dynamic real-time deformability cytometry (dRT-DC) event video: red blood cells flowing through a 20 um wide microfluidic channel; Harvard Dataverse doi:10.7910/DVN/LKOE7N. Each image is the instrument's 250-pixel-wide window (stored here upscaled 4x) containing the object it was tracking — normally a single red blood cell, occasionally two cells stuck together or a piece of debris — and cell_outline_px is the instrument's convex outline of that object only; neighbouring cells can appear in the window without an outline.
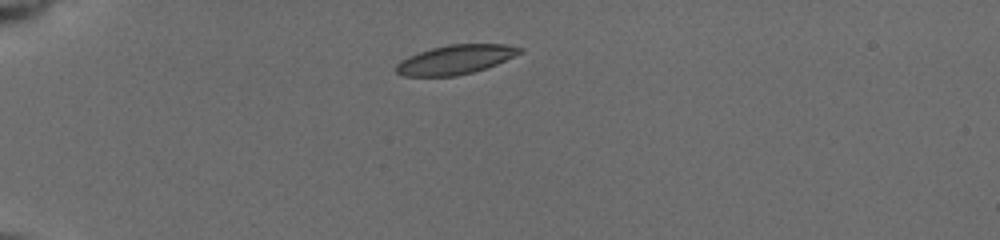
{"species": "common noctule bat (a hibernating species)", "species_latin": "Nyctalus noctula", "temperature_condition": "cold", "stored_images_in_passage": 37, "camera_frame_rate_fps": 3000, "um_per_image_px": 0.085, "animal": {"sex": "female", "body_mass_g": 19.5, "forearm_length_mm": 54.1}, "frame": {"image": 1, "passage_image": 1, "time_ms": 0.0, "image_size_px": [1000, 240], "cell_outline_px": [[524, 52], [496, 64], [472, 72], [456, 76], [404, 76], [396, 72], [396, 64], [400, 60], [408, 56], [432, 48], [448, 44], [504, 44], [524, 48]], "centroid_in_image_um": [38.72, 5.06], "position_along_channel_um": 46.3, "area_um2": 20.98}}
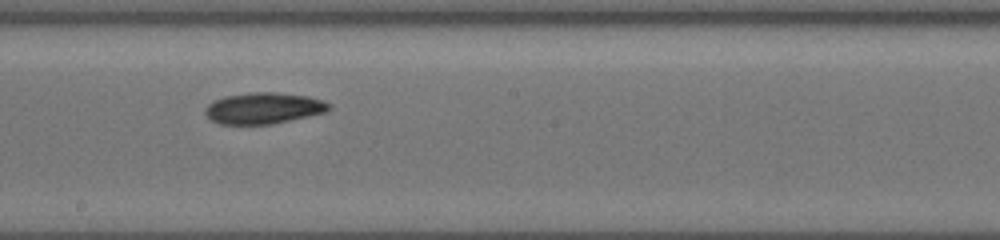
{"frame": {"image": 2, "passage_image": 16, "time_ms": 5.667, "image_size_px": [1000, 240], "cell_outline_px": [[332, 108], [328, 112], [272, 124], [220, 124], [212, 120], [204, 112], [204, 108], [212, 100], [224, 96], [256, 92], [276, 92], [308, 96], [324, 100], [332, 104]], "centroid_in_image_um": [22.44, 9.19], "position_along_channel_um": 225.8, "area_um2": 22.77}}
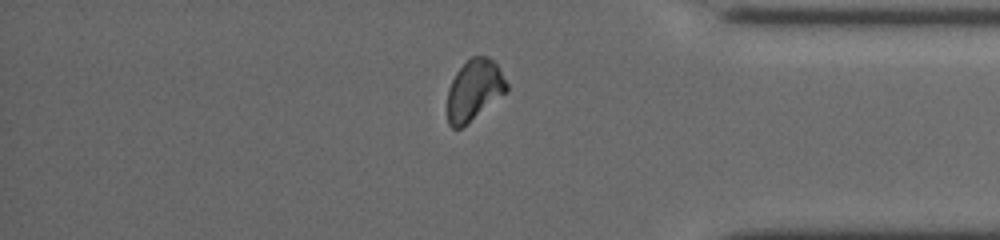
{"frame": {"image": 3, "passage_image": 32, "time_ms": 10.333, "image_size_px": [1000, 240], "cell_outline_px": [[508, 92], [460, 128], [452, 128], [448, 124], [448, 88], [456, 72], [472, 56], [488, 56], [496, 64], [508, 84]], "centroid_in_image_um": [40.32, 7.65], "position_along_channel_um": 394.9, "area_um2": 20.81}, "authors_computed_cell_mechanics": {"area_um2": 21.7906, "velocity_mm_per_s": 3.8922, "shape_relaxation_time_tau1_ms": 6.1, "shape_relaxation_time_tau2_ms": null, "deformation_change_tau1": 0.141, "deformation_change_tau2": null}}